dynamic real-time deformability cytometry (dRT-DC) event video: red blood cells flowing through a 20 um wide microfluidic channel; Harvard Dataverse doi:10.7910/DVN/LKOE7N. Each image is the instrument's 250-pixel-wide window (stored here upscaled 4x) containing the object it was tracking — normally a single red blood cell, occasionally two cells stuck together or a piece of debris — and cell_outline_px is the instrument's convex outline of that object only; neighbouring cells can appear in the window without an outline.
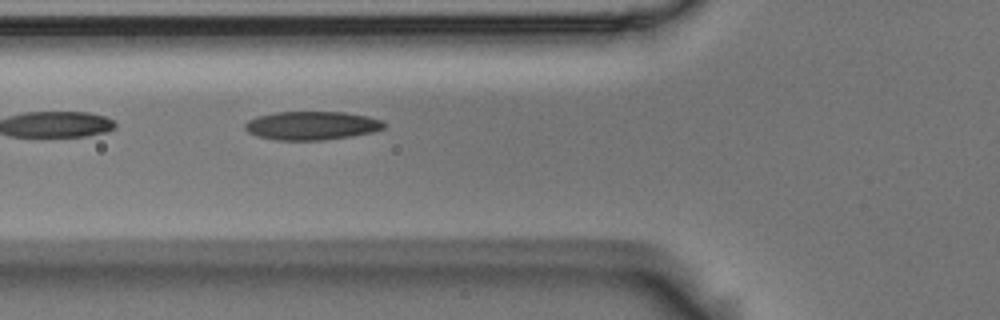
{"species": "Egyptian fruit bat (a non-hibernating species)", "species_latin": "Rousettus aegyptiacus", "temperature_condition": "room temperature", "stored_images_in_passage": 2, "camera_frame_rate_fps": 3000, "um_per_image_px": 0.085, "animal": {"sex": "male"}, "frame": {"image": 1, "passage_image": 2, "time_ms": 0.333, "image_size_px": [1000, 320], "cell_outline_px": [[388, 124], [384, 128], [372, 132], [352, 136], [324, 140], [276, 140], [256, 136], [248, 132], [244, 128], [244, 124], [248, 120], [256, 116], [276, 112], [344, 112], [368, 116], [384, 120]], "centroid_in_image_um": [26.51, 10.67], "position_along_channel_um": 99.3, "area_um2": 23.41}}